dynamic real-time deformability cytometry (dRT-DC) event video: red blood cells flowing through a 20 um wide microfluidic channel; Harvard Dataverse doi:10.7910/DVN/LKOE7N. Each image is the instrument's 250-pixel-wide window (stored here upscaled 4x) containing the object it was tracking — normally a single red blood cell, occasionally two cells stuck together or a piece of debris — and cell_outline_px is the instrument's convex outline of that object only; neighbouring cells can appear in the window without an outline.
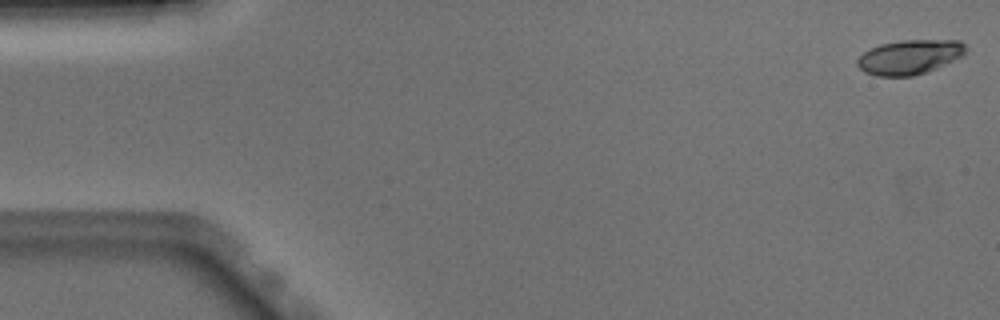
{"species": "Egyptian fruit bat (a non-hibernating species)", "species_latin": "Rousettus aegyptiacus", "temperature_condition": "warm", "stored_images_in_passage": 51, "camera_frame_rate_fps": 3000, "um_per_image_px": 0.085, "animal": {"sex": "male"}, "frame": {"image": 1, "passage_image": 1, "time_ms": 0.0, "image_size_px": [1000, 320], "cell_outline_px": [[964, 56], [924, 72], [912, 76], [876, 76], [864, 72], [856, 64], [856, 60], [864, 52], [880, 44], [900, 40], [960, 40], [964, 44]], "centroid_in_image_um": [77.28, 4.84], "position_along_channel_um": 7.7, "area_um2": 21.62}}
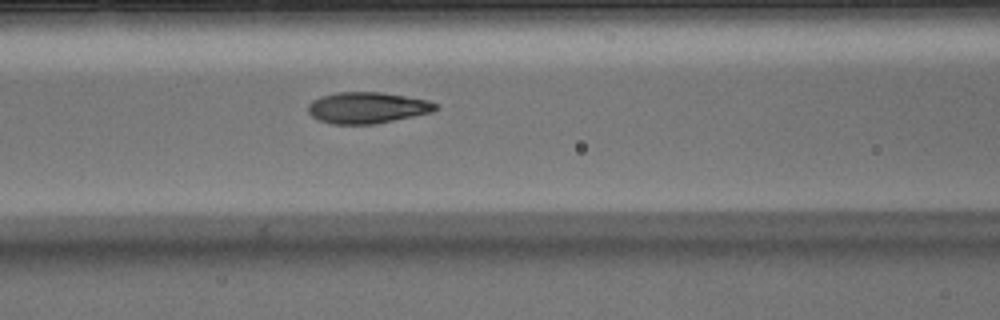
{"frame": {"image": 2, "passage_image": 21, "time_ms": 6.667, "image_size_px": [1000, 320], "cell_outline_px": [[436, 108], [432, 112], [372, 124], [332, 124], [320, 120], [312, 116], [308, 112], [308, 104], [312, 100], [320, 96], [336, 92], [380, 92], [428, 100], [436, 104]], "centroid_in_image_um": [31.16, 9.15], "position_along_channel_um": 135.4, "area_um2": 22.95}}
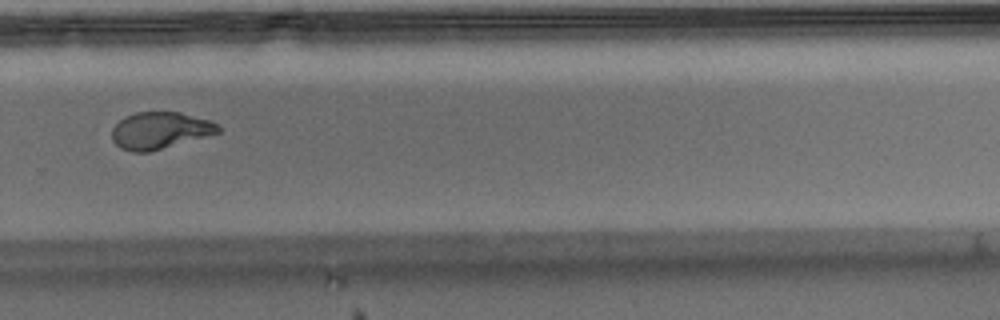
{"frame": {"image": 3, "passage_image": 35, "time_ms": 11.333, "image_size_px": [1000, 320], "cell_outline_px": [[220, 132], [148, 152], [132, 152], [120, 148], [112, 140], [112, 128], [124, 116], [136, 112], [180, 112], [208, 120], [216, 124], [220, 128]], "centroid_in_image_um": [13.54, 11.08], "position_along_channel_um": 316.3, "area_um2": 22.54}, "authors_computed_cell_mechanics": {"area_um2": 23.0044, "velocity_mm_per_s": 3.8824, "shape_relaxation_time_tau1_ms": 5.5369, "shape_relaxation_time_tau2_ms": 0.8564, "deformation_change_tau1": 0.2023, "deformation_change_tau2": 0.0668}}